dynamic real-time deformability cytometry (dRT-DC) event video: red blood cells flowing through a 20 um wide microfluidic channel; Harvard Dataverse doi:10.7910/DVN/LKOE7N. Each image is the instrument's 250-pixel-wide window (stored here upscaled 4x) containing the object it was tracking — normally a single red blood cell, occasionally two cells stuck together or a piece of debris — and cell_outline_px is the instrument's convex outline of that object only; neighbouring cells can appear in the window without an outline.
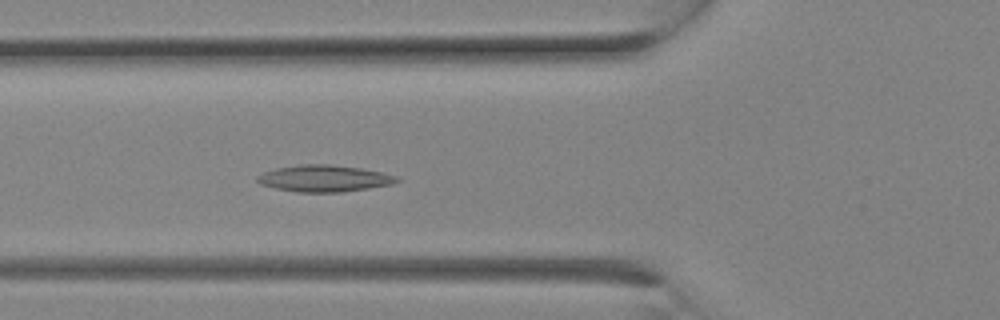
{"species": "Egyptian fruit bat (a non-hibernating species)", "species_latin": "Rousettus aegyptiacus", "temperature_condition": "room temperature", "stored_images_in_passage": 10, "camera_frame_rate_fps": 3000, "um_per_image_px": 0.085, "animal": {"sex": "female"}, "frame": {"image": 1, "passage_image": 10, "time_ms": 3.0, "image_size_px": [1000, 320], "cell_outline_px": [[400, 180], [392, 184], [368, 188], [340, 192], [296, 192], [276, 188], [260, 184], [256, 180], [256, 176], [264, 172], [276, 168], [300, 164], [332, 164], [360, 168], [380, 172], [396, 176]], "centroid_in_image_um": [27.52, 15.16], "position_along_channel_um": 98.3, "area_um2": 21.56}}